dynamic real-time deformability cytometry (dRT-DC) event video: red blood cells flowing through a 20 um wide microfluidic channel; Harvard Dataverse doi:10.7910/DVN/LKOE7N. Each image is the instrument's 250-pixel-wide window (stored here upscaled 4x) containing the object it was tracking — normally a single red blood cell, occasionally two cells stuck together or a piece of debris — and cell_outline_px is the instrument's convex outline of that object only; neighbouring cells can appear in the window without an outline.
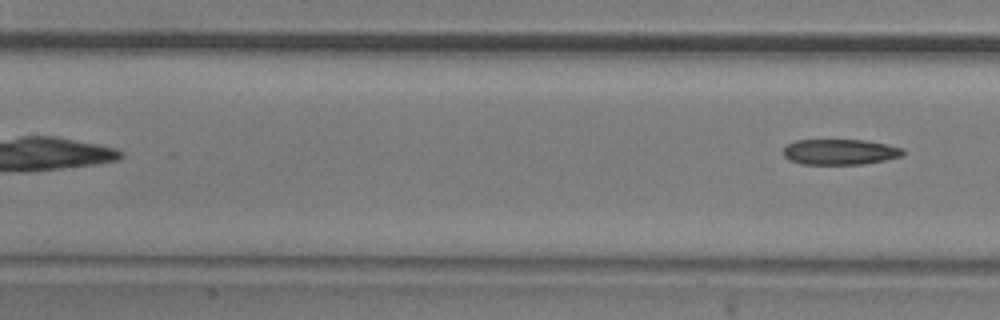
{"species": "common noctule bat (a hibernating species)", "species_latin": "Nyctalus noctula", "temperature_condition": "room temperature", "stored_images_in_passage": 7, "segment_of_instrument_passage": [2, 2], "camera_frame_rate_fps": 3000, "um_per_image_px": 0.085, "animal": {"sex": "male", "body_mass_g": 20.5, "forearm_length_mm": 52.5}, "frame": {"image": 1, "passage_image": 7, "time_ms": 2.0, "image_size_px": [1000, 320], "cell_outline_px": [[904, 156], [864, 164], [800, 164], [788, 160], [784, 156], [784, 148], [788, 144], [796, 140], [864, 140], [904, 148]], "centroid_in_image_um": [71.39, 12.92], "position_along_channel_um": 136.0, "area_um2": 17.86}}